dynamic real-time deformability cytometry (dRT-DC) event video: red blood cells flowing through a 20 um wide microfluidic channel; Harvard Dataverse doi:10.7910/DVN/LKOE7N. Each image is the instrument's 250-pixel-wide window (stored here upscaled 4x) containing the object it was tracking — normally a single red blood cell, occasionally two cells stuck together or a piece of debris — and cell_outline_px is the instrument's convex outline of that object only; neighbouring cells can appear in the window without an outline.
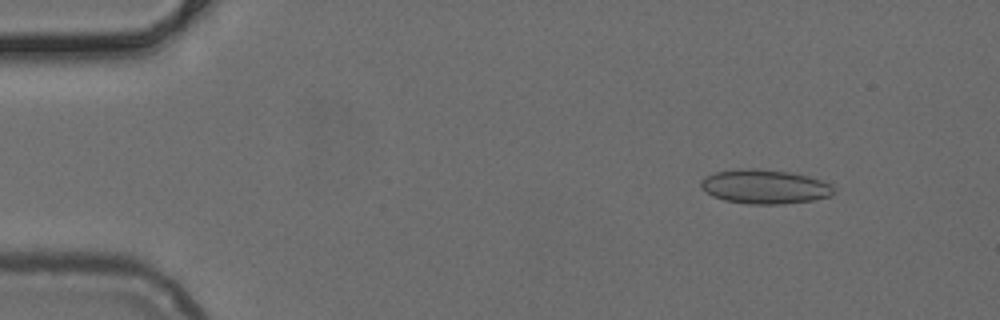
{"species": "common noctule bat (a hibernating species)", "species_latin": "Nyctalus noctula", "temperature_condition": "cold", "stored_images_in_passage": 7, "camera_frame_rate_fps": 3000, "um_per_image_px": 0.085, "animal": {"sex": "female", "body_mass_g": 24.6, "forearm_length_mm": 56.2}, "frame": {"image": 1, "passage_image": 1, "time_ms": 0.0, "image_size_px": [1000, 320], "cell_outline_px": [[832, 192], [828, 196], [812, 200], [784, 204], [744, 204], [724, 200], [712, 196], [700, 184], [700, 180], [704, 176], [716, 172], [740, 168], [756, 168], [788, 172], [808, 176], [820, 180], [828, 184], [832, 188]], "centroid_in_image_um": [64.93, 15.86], "position_along_channel_um": 20.1, "area_um2": 26.24}}